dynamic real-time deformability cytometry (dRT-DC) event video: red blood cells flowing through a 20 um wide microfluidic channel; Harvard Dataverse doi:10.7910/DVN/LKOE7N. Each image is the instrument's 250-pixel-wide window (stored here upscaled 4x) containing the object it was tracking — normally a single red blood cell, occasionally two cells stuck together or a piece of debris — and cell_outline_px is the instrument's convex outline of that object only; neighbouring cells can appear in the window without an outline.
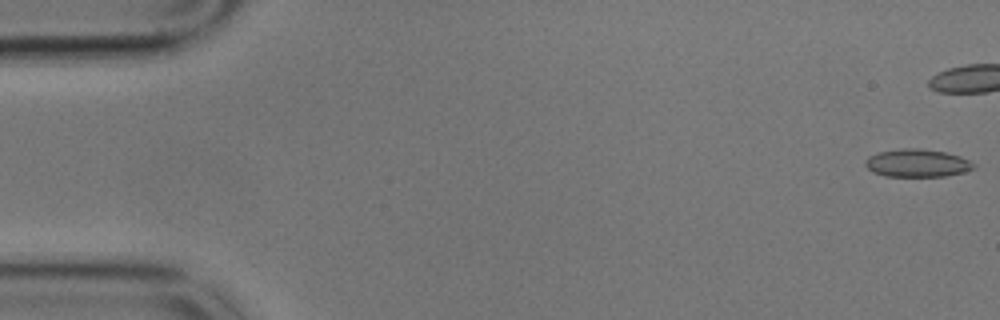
{"species": "common noctule bat (a hibernating species)", "species_latin": "Nyctalus noctula", "temperature_condition": "cold", "stored_images_in_passage": 17, "camera_frame_rate_fps": 3000, "um_per_image_px": 0.085, "animal": {"sex": "male", "body_mass_g": 17.9}, "frame": {"image": 1, "passage_image": 1, "time_ms": 0.0, "image_size_px": [1000, 320], "cell_outline_px": [[976, 168], [964, 172], [944, 176], [884, 176], [872, 172], [864, 164], [864, 160], [868, 156], [880, 152], [904, 148], [920, 148], [944, 152], [960, 156], [976, 164]], "centroid_in_image_um": [77.96, 13.86], "position_along_channel_um": 7.0, "area_um2": 17.63}}